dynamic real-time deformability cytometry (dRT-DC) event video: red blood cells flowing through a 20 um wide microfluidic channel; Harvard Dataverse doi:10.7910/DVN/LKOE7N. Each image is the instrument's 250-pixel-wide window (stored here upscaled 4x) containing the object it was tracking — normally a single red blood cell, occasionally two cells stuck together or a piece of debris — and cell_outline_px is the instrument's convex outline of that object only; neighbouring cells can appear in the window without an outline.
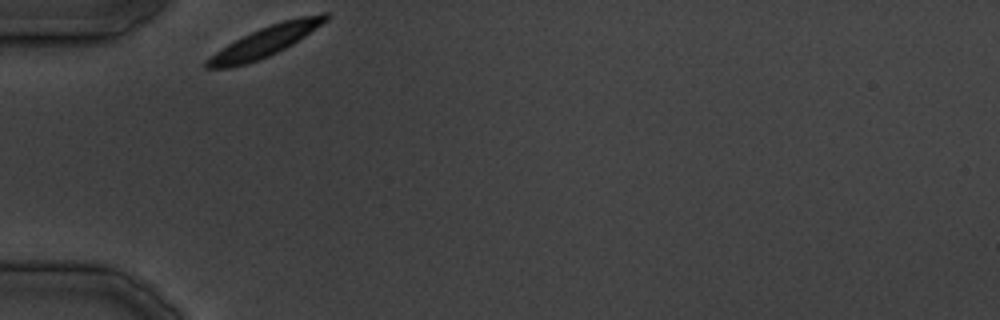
{"species": "common noctule bat (a hibernating species)", "species_latin": "Nyctalus noctula", "temperature_condition": "cold", "stored_images_in_passage": 21, "camera_frame_rate_fps": 3000, "um_per_image_px": 0.085, "animal": {"sex": "male", "body_mass_g": 19.5, "forearm_length_mm": 54.6}, "frame": {"image": 1, "passage_image": 1, "time_ms": 0.0, "image_size_px": [1000, 320], "cell_outline_px": [[332, 16], [328, 20], [292, 44], [268, 56], [244, 64], [228, 68], [204, 68], [204, 60], [228, 44], [260, 28], [284, 20], [300, 16], [324, 12], [328, 12]], "centroid_in_image_um": [22.56, 3.5], "position_along_channel_um": 62.4, "area_um2": 20.58}}